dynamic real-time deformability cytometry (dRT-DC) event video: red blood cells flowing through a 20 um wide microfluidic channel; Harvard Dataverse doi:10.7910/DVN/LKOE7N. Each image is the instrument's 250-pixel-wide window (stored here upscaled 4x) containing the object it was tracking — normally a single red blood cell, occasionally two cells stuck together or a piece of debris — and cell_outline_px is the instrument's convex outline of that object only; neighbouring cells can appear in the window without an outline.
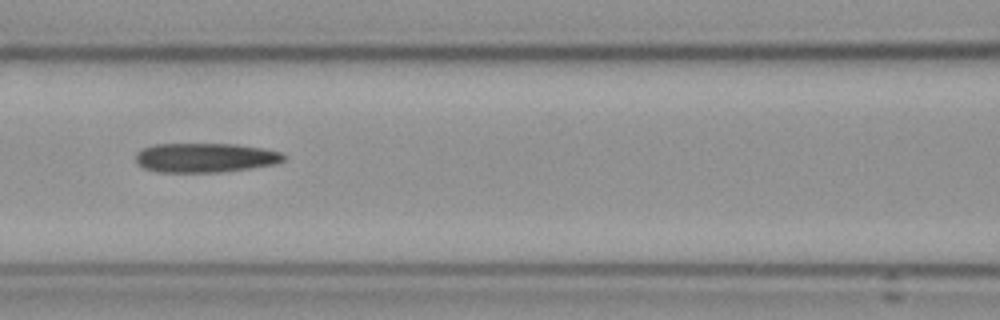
{"species": "Egyptian fruit bat (a non-hibernating species)", "species_latin": "Rousettus aegyptiacus", "temperature_condition": "cold", "stored_images_in_passage": 14, "camera_frame_rate_fps": 3000, "um_per_image_px": 0.085, "frame": {"image": 1, "passage_image": 5, "time_ms": 5.667, "image_size_px": [1000, 320], "cell_outline_px": [[284, 160], [276, 164], [220, 172], [156, 172], [144, 168], [136, 160], [136, 152], [144, 148], [156, 144], [236, 144], [264, 148], [280, 152], [284, 156]], "centroid_in_image_um": [17.44, 13.4], "position_along_channel_um": 149.2, "area_um2": 25.2}}
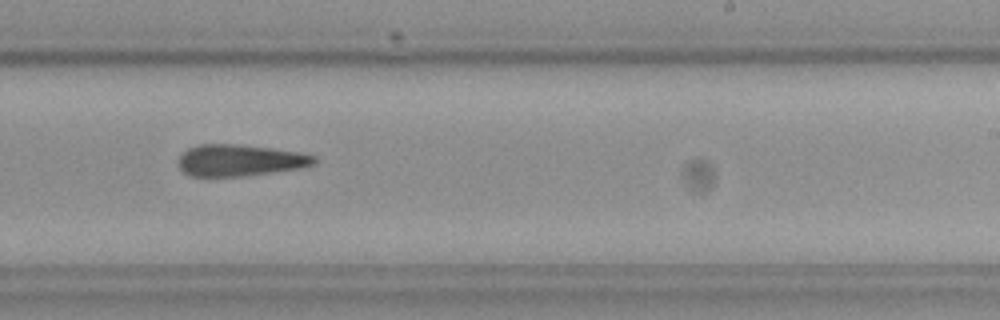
{"frame": {"image": 2, "passage_image": 8, "time_ms": 9.0, "image_size_px": [1000, 320], "cell_outline_px": [[316, 164], [296, 168], [272, 172], [244, 176], [188, 176], [180, 168], [176, 160], [188, 148], [200, 144], [240, 144], [300, 152], [316, 156]], "centroid_in_image_um": [20.36, 13.62], "position_along_channel_um": 268.6, "area_um2": 24.97}}
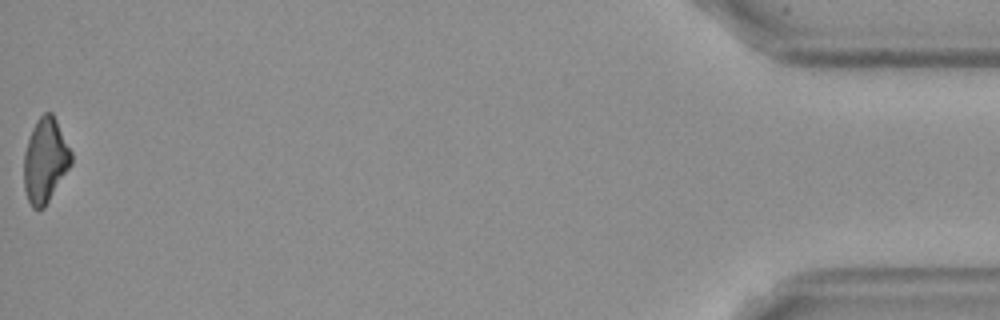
{"frame": {"image": 3, "passage_image": 14, "time_ms": 16.0, "image_size_px": [1000, 320], "cell_outline_px": [[72, 164], [44, 208], [32, 208], [28, 200], [24, 188], [24, 152], [32, 128], [36, 120], [44, 112], [52, 112], [72, 152]], "centroid_in_image_um": [3.85, 13.63], "position_along_channel_um": 431.4, "area_um2": 23.24}, "authors_computed_cell_mechanics": {"area_um2": 21.7906, "velocity_mm_per_s": 3.581, "shape_relaxation_time_tau1_ms": null, "shape_relaxation_time_tau2_ms": 6.1604, "deformation_change_tau1": null, "deformation_change_tau2": 0.1642}}